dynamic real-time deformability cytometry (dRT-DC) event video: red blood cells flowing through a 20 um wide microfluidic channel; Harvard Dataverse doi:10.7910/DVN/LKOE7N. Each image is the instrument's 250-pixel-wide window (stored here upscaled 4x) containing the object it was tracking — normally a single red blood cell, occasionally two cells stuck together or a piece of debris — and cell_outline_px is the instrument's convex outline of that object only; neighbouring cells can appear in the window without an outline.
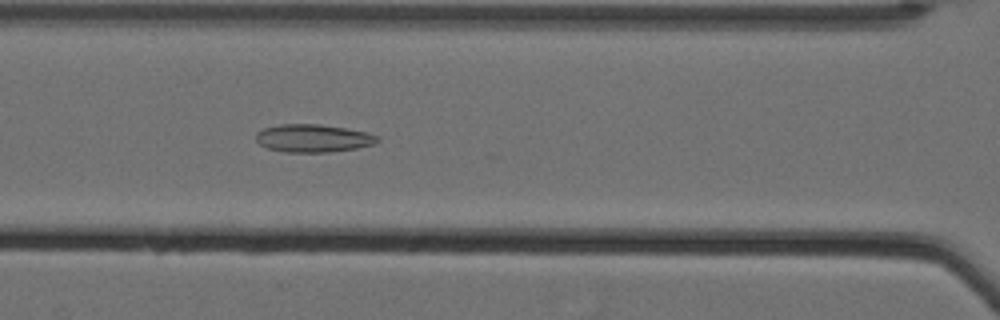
{"species": "Egyptian fruit bat (a non-hibernating species)", "species_latin": "Rousettus aegyptiacus", "temperature_condition": "cold", "stored_images_in_passage": 20, "camera_frame_rate_fps": 3000, "um_per_image_px": 0.085, "animal": {"sex": "female"}, "frame": {"image": 1, "passage_image": 14, "time_ms": 4.333, "image_size_px": [1000, 320], "cell_outline_px": [[380, 140], [376, 144], [356, 148], [328, 152], [284, 152], [268, 148], [260, 144], [256, 140], [256, 132], [264, 128], [280, 124], [320, 124], [368, 132], [380, 136]], "centroid_in_image_um": [26.65, 11.75], "position_along_channel_um": 140.0, "area_um2": 19.83}}
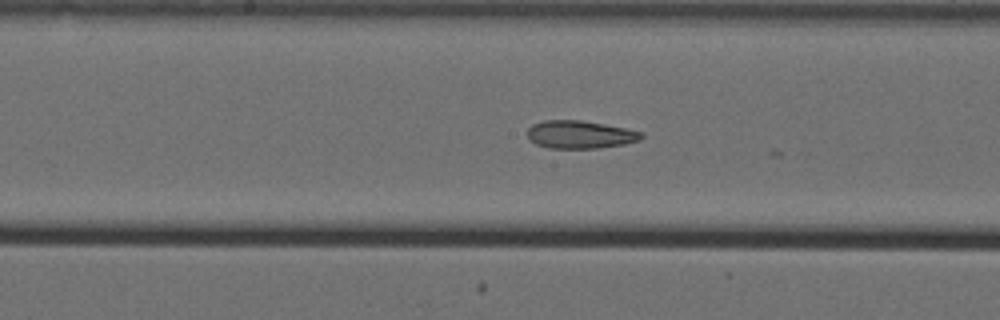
{"frame": {"image": 2, "passage_image": 19, "time_ms": 6.0, "image_size_px": [1000, 320], "cell_outline_px": [[644, 136], [640, 140], [624, 144], [596, 148], [548, 148], [536, 144], [528, 140], [528, 128], [532, 124], [544, 120], [580, 120], [604, 124], [644, 132]], "centroid_in_image_um": [49.29, 11.43], "position_along_channel_um": 198.9, "area_um2": 18.55}}